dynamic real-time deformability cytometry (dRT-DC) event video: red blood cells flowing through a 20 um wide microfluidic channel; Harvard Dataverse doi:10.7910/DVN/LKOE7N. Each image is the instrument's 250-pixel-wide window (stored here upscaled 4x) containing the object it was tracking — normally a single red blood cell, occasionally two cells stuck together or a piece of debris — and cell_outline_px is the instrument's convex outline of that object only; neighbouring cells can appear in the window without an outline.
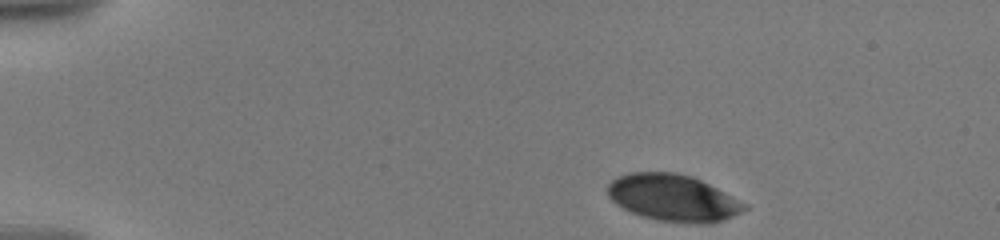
{"species": "human", "species_latin": "Homo sapiens", "temperature_condition": "warm", "stored_images_in_passage": 9, "camera_frame_rate_fps": 3000, "um_per_image_px": 0.085, "donor": {"sex": "male"}, "frame": {"image": 1, "passage_image": 1, "time_ms": 0.0, "image_size_px": [1000, 240], "cell_outline_px": [[748, 208], [724, 220], [708, 224], [692, 224], [656, 220], [632, 212], [616, 204], [608, 196], [608, 184], [616, 176], [628, 172], [676, 172], [692, 176], [748, 204]], "centroid_in_image_um": [57.21, 16.82], "position_along_channel_um": 27.8, "area_um2": 37.34}}
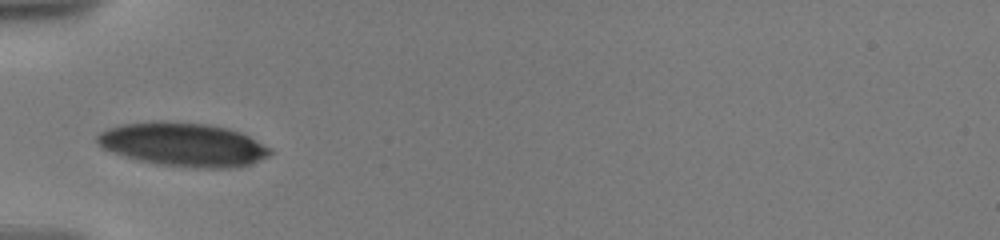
{"frame": {"image": 2, "passage_image": 6, "time_ms": 3.667, "image_size_px": [1000, 240], "cell_outline_px": [[272, 152], [268, 156], [248, 164], [232, 168], [204, 168], [160, 164], [140, 160], [124, 156], [112, 152], [96, 144], [96, 136], [100, 132], [108, 128], [124, 124], [152, 120], [164, 120], [208, 124], [228, 128], [240, 132], [272, 148]], "centroid_in_image_um": [15.55, 12.26], "position_along_channel_um": 69.4, "area_um2": 43.99}}
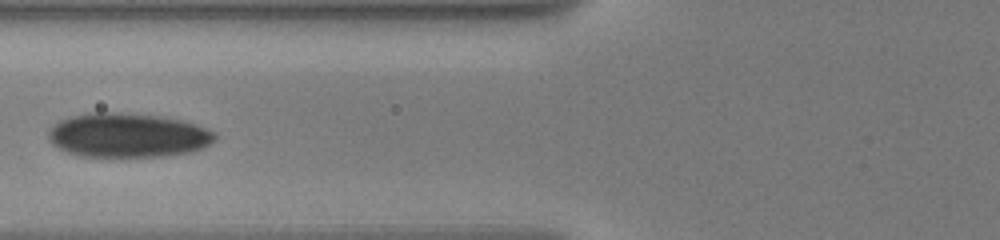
{"frame": {"image": 3, "passage_image": 8, "time_ms": 5.0, "image_size_px": [1000, 240], "cell_outline_px": [[216, 140], [204, 148], [192, 152], [164, 156], [80, 156], [68, 152], [52, 144], [48, 140], [48, 132], [60, 120], [72, 116], [88, 112], [112, 112], [160, 116], [180, 120], [196, 124], [216, 132]], "centroid_in_image_um": [10.9, 11.5], "position_along_channel_um": 114.9, "area_um2": 42.95}}